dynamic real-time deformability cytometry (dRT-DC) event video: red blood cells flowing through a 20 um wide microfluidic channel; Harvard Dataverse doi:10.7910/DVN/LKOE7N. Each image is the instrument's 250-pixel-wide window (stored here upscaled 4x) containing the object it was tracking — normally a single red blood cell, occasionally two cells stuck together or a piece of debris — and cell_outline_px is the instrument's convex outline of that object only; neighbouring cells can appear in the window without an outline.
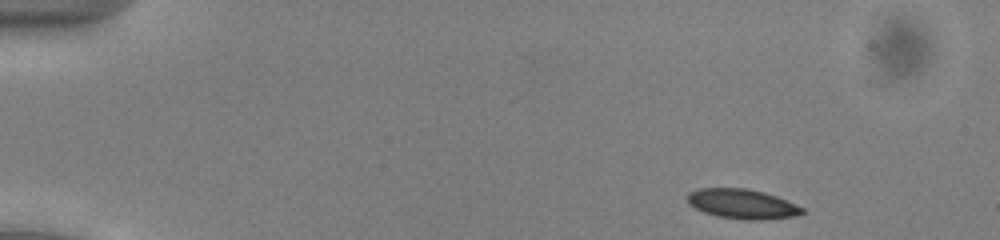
{"species": "common noctule bat (a hibernating species)", "species_latin": "Nyctalus noctula", "temperature_condition": "cold", "stored_images_in_passage": 47, "camera_frame_rate_fps": 3000, "um_per_image_px": 0.085, "animal": {"sex": "male", "body_mass_g": 13.0, "forearm_length_mm": 53.1}, "frame": {"image": 1, "passage_image": 1, "time_ms": 0.0, "image_size_px": [1000, 240], "cell_outline_px": [[804, 212], [796, 216], [760, 220], [744, 220], [716, 216], [704, 212], [688, 204], [688, 192], [700, 188], [748, 188], [764, 192], [776, 196], [804, 208]], "centroid_in_image_um": [63.08, 17.33], "position_along_channel_um": 21.9, "area_um2": 19.88}}
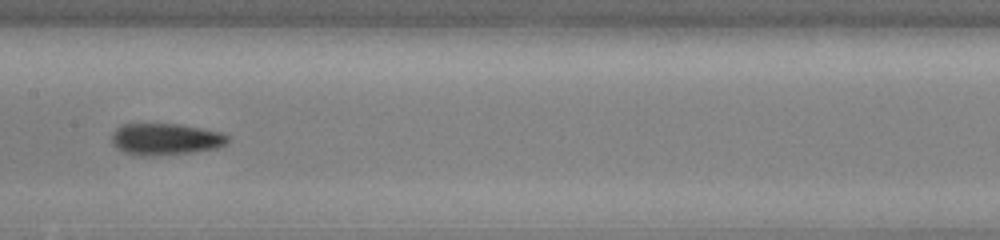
{"frame": {"image": 2, "passage_image": 22, "time_ms": 7.0, "image_size_px": [1000, 240], "cell_outline_px": [[228, 144], [216, 148], [192, 152], [160, 156], [136, 156], [124, 152], [116, 148], [112, 144], [112, 132], [120, 124], [180, 124], [220, 132], [228, 136]], "centroid_in_image_um": [14.03, 11.84], "position_along_channel_um": 193.4, "area_um2": 21.68}}
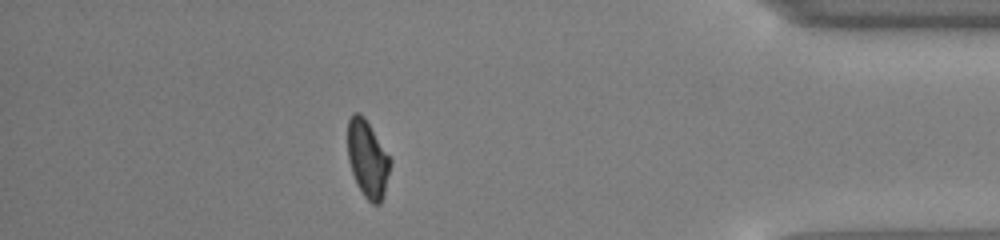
{"frame": {"image": 3, "passage_image": 41, "time_ms": 13.333, "image_size_px": [1000, 240], "cell_outline_px": [[392, 160], [384, 196], [380, 204], [372, 204], [364, 196], [356, 184], [348, 160], [348, 120], [352, 112], [360, 112], [364, 116]], "centroid_in_image_um": [31.25, 13.51], "position_along_channel_um": 404.0, "area_um2": 19.31}, "authors_computed_cell_mechanics": {"area_um2": 20.4034, "velocity_mm_per_s": 3.9211, "shape_relaxation_time_tau1_ms": 4.007, "shape_relaxation_time_tau2_ms": 6.0504, "deformation_change_tau1": 0.1224, "deformation_change_tau2": 0.1061}}